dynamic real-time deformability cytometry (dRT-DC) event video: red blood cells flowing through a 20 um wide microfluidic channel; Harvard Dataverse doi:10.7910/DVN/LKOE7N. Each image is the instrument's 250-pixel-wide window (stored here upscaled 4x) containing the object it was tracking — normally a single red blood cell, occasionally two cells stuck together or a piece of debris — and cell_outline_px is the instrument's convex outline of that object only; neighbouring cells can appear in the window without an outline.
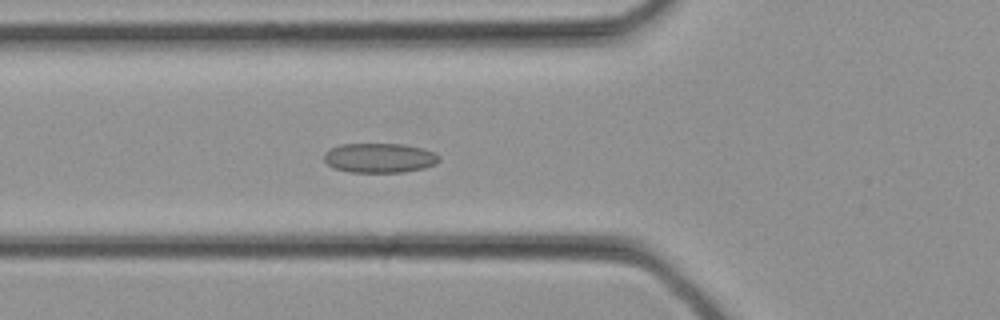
{"species": "common noctule bat (a hibernating species)", "species_latin": "Nyctalus noctula", "temperature_condition": "cold", "stored_images_in_passage": 29, "camera_frame_rate_fps": 3000, "um_per_image_px": 0.085, "animal": {"sex": "female", "body_mass_g": 21.9}, "frame": {"image": 1, "passage_image": 7, "time_ms": 2.0, "image_size_px": [1000, 320], "cell_outline_px": [[440, 160], [436, 164], [424, 168], [404, 172], [348, 172], [336, 168], [328, 164], [324, 160], [324, 152], [328, 148], [340, 144], [404, 144], [436, 152], [440, 156]], "centroid_in_image_um": [32.26, 13.42], "position_along_channel_um": 93.5, "area_um2": 20.0}}
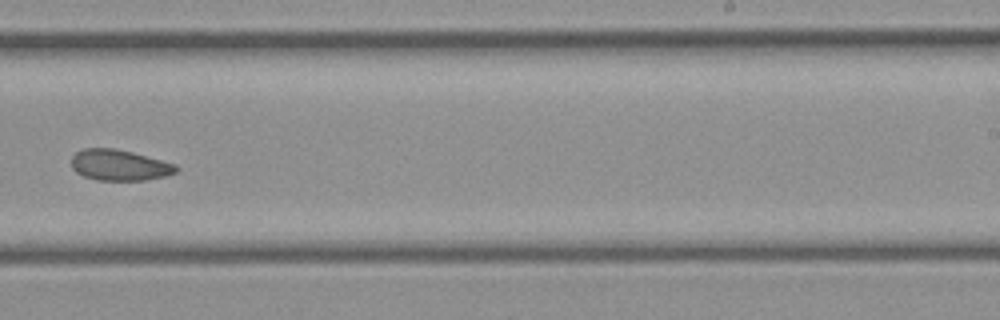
{"frame": {"image": 2, "passage_image": 16, "time_ms": 5.0, "image_size_px": [1000, 320], "cell_outline_px": [[180, 168], [176, 172], [168, 176], [144, 180], [96, 180], [84, 176], [76, 172], [72, 168], [72, 156], [76, 152], [84, 148], [116, 148], [132, 152], [176, 164]], "centroid_in_image_um": [10.17, 14.03], "position_along_channel_um": 278.8, "area_um2": 18.96}}
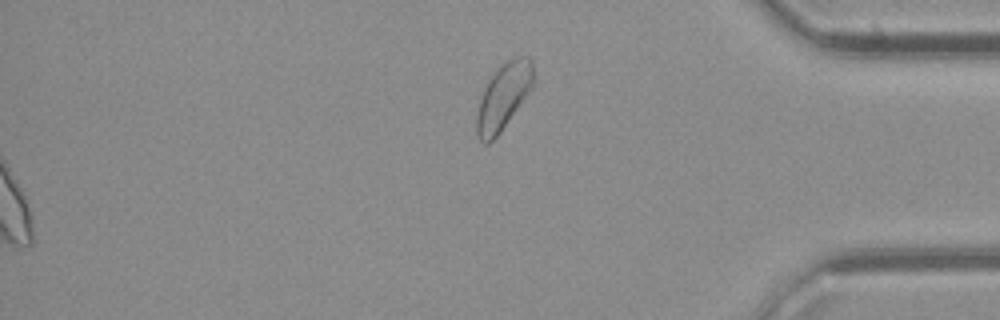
{"frame": {"image": 3, "passage_image": 29, "time_ms": 9.333, "image_size_px": [1000, 320], "cell_outline_px": [[532, 88], [500, 132], [488, 144], [484, 144], [480, 140], [476, 132], [476, 116], [480, 100], [484, 88], [488, 80], [496, 68], [504, 60], [512, 56], [528, 56], [532, 60]], "centroid_in_image_um": [42.77, 8.17], "position_along_channel_um": 392.4, "area_um2": 21.85}}